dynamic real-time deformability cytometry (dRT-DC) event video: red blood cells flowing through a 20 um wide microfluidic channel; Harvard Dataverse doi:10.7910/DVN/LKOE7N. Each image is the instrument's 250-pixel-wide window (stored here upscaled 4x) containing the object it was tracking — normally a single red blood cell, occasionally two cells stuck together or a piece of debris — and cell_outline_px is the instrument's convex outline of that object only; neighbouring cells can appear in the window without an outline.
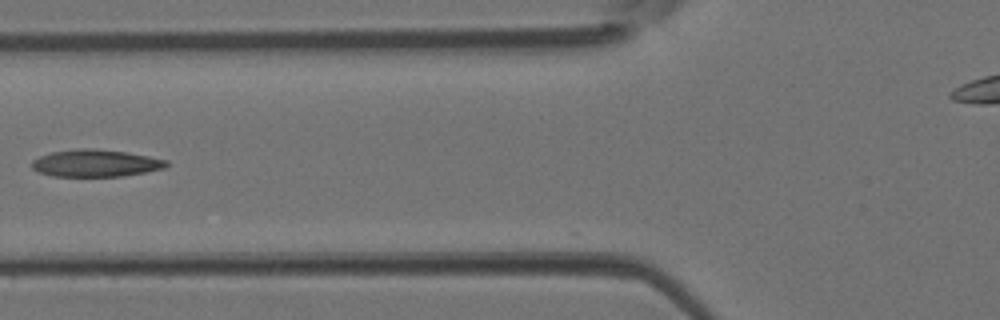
{"species": "Egyptian fruit bat (a non-hibernating species)", "species_latin": "Rousettus aegyptiacus", "temperature_condition": "room temperature", "stored_images_in_passage": 33, "camera_frame_rate_fps": 3000, "um_per_image_px": 0.085, "animal": {"sex": "female"}, "frame": {"image": 1, "passage_image": 7, "time_ms": 2.0, "image_size_px": [1000, 320], "cell_outline_px": [[168, 164], [164, 168], [124, 176], [52, 176], [40, 172], [32, 168], [32, 160], [40, 156], [52, 152], [76, 148], [96, 148], [128, 152], [168, 160]], "centroid_in_image_um": [8.13, 13.86], "position_along_channel_um": 117.7, "area_um2": 21.33}}
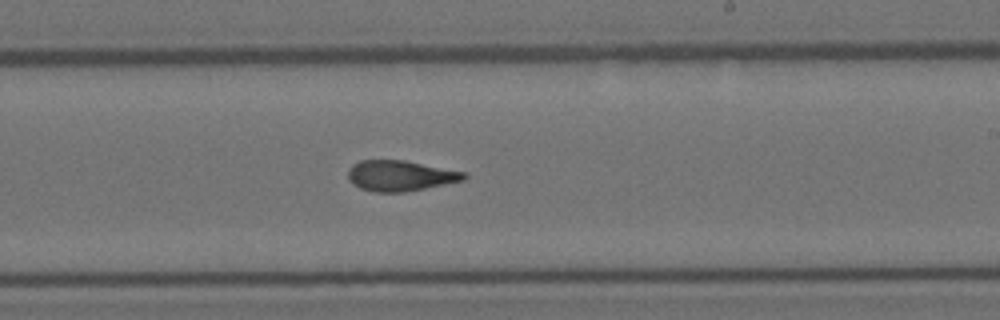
{"frame": {"image": 2, "passage_image": 16, "time_ms": 5.0, "image_size_px": [1000, 320], "cell_outline_px": [[468, 176], [464, 180], [404, 192], [372, 192], [360, 188], [352, 184], [348, 180], [348, 168], [352, 164], [360, 160], [404, 160], [464, 172]], "centroid_in_image_um": [33.96, 14.93], "position_along_channel_um": 255.0, "area_um2": 20.63}}
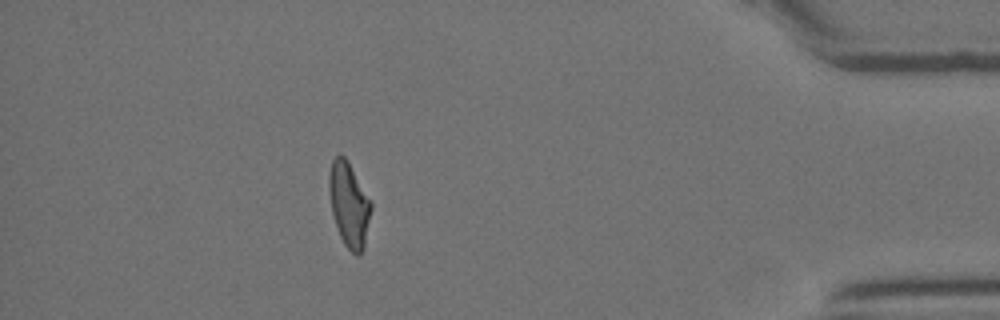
{"frame": {"image": 3, "passage_image": 29, "time_ms": 9.333, "image_size_px": [1000, 320], "cell_outline_px": [[372, 208], [364, 248], [356, 256], [344, 244], [340, 236], [332, 212], [328, 188], [328, 176], [332, 160], [340, 152], [348, 160], [372, 200]], "centroid_in_image_um": [29.68, 17.33], "position_along_channel_um": 405.5, "area_um2": 20.98}}